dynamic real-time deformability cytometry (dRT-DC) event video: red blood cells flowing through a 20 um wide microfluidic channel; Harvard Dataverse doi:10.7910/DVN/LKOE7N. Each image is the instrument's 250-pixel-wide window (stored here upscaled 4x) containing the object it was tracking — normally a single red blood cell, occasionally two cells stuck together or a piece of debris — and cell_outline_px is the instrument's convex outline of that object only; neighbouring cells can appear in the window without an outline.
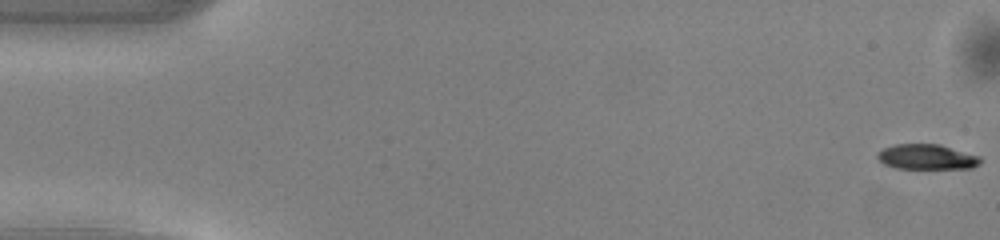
{"species": "common noctule bat (a hibernating species)", "species_latin": "Nyctalus noctula", "temperature_condition": "warm", "stored_images_in_passage": 50, "camera_frame_rate_fps": 3000, "um_per_image_px": 0.085, "animal": {"sex": "male", "body_mass_g": 13.0, "forearm_length_mm": 53.1}, "frame": {"image": 1, "passage_image": 1, "time_ms": 0.0, "image_size_px": [1000, 240], "cell_outline_px": [[980, 164], [972, 168], [896, 168], [884, 164], [876, 156], [876, 152], [884, 148], [896, 144], [940, 144], [980, 156]], "centroid_in_image_um": [78.77, 13.33], "position_along_channel_um": 6.2, "area_um2": 15.03}}
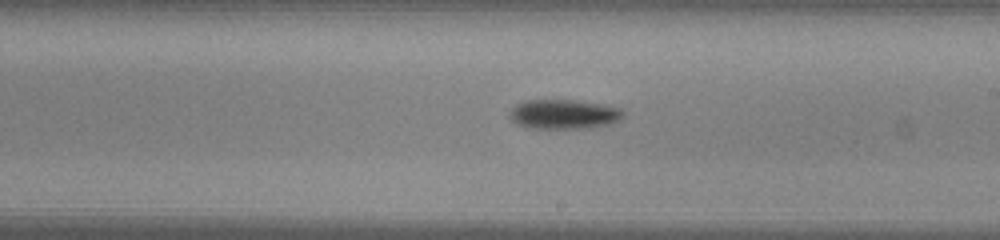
{"frame": {"image": 2, "passage_image": 29, "time_ms": 9.333, "image_size_px": [1000, 240], "cell_outline_px": [[624, 112], [616, 120], [608, 124], [588, 128], [532, 128], [520, 124], [512, 120], [512, 108], [516, 104], [524, 100], [572, 100], [600, 104], [620, 108]], "centroid_in_image_um": [47.91, 9.7], "position_along_channel_um": 241.1, "area_um2": 18.96}}
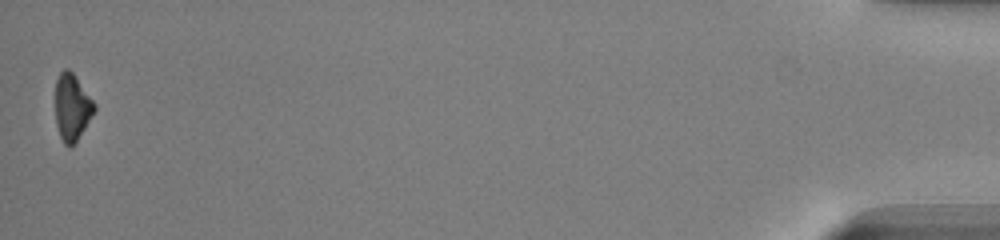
{"frame": {"image": 3, "passage_image": 50, "time_ms": 16.333, "image_size_px": [1000, 240], "cell_outline_px": [[96, 108], [84, 128], [76, 140], [68, 148], [64, 144], [60, 136], [56, 124], [56, 80], [60, 72], [64, 68], [68, 68], [72, 72], [96, 104]], "centroid_in_image_um": [6.11, 9.09], "position_along_channel_um": 429.1, "area_um2": 14.85}, "authors_computed_cell_mechanics": {"area_um2": 17.1666, "velocity_mm_per_s": 4.1204, "shape_relaxation_time_tau1_ms": 1.8627, "shape_relaxation_time_tau2_ms": null, "deformation_change_tau1": 0.1026, "deformation_change_tau2": null}}